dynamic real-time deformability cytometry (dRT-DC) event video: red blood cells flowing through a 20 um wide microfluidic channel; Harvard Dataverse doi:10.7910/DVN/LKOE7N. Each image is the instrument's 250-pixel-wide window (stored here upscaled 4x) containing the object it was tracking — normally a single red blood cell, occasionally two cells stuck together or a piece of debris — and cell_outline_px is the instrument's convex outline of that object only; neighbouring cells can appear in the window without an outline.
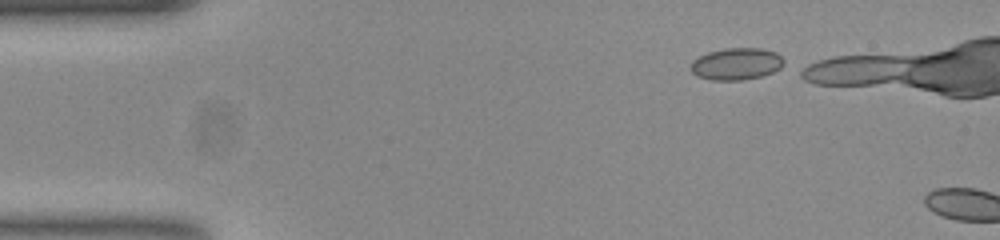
{"species": "common noctule bat (a hibernating species)", "species_latin": "Nyctalus noctula", "temperature_condition": "room temperature", "stored_images_in_passage": 3, "camera_frame_rate_fps": 3000, "um_per_image_px": 0.085, "animal": {"sex": "female", "body_mass_g": 23.0, "forearm_length_mm": 53.4}, "frame": {"image": 1, "passage_image": 1, "time_ms": 0.0, "image_size_px": [1000, 240], "cell_outline_px": [[784, 64], [780, 68], [764, 76], [740, 80], [708, 80], [696, 76], [688, 68], [688, 64], [692, 60], [708, 52], [724, 48], [760, 48], [776, 52], [784, 60]], "centroid_in_image_um": [62.54, 5.44], "position_along_channel_um": 22.5, "area_um2": 17.63}}